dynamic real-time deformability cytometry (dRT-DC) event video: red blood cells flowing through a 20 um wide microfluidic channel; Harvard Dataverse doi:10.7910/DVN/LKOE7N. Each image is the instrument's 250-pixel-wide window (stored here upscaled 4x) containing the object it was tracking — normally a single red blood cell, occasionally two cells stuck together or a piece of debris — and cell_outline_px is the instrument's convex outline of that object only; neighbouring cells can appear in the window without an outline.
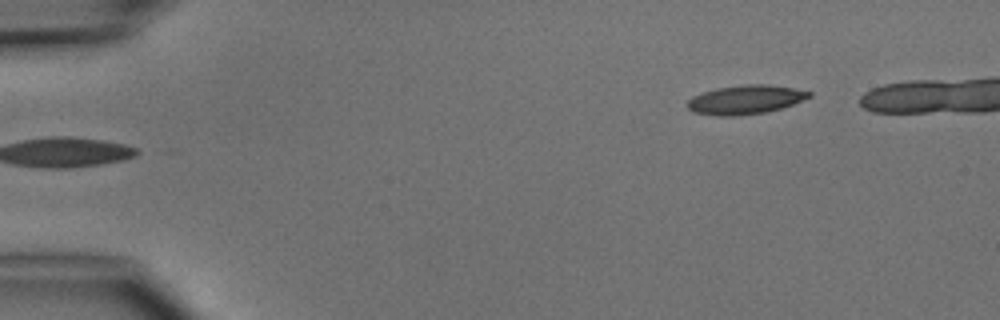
{"species": "common noctule bat (a hibernating species)", "species_latin": "Nyctalus noctula", "temperature_condition": "cold", "stored_images_in_passage": 4, "camera_frame_rate_fps": 3000, "um_per_image_px": 0.085, "animal": {"sex": "male", "body_mass_g": 15.6}, "frame": {"image": 1, "passage_image": 4, "time_ms": 3.667, "image_size_px": [1000, 320], "cell_outline_px": [[812, 96], [792, 104], [768, 112], [736, 116], [720, 116], [692, 112], [684, 104], [692, 96], [700, 92], [716, 88], [744, 84], [768, 84], [792, 88], [812, 92]], "centroid_in_image_um": [63.3, 8.47], "position_along_channel_um": 21.7, "area_um2": 20.75}}